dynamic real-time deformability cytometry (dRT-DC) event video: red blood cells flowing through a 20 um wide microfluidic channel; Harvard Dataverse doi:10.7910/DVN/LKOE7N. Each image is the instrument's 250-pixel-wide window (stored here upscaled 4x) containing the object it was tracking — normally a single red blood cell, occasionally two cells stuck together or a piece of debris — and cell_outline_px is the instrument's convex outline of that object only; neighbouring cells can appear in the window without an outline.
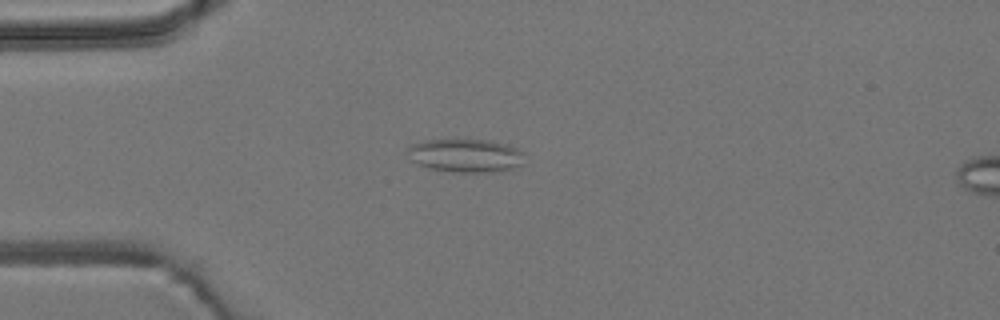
{"species": "common noctule bat (a hibernating species)", "species_latin": "Nyctalus noctula", "temperature_condition": "room temperature", "stored_images_in_passage": 4, "camera_frame_rate_fps": 3000, "um_per_image_px": 0.085, "animal": {"sex": "male", "body_mass_g": 19.2, "forearm_length_mm": 51.8}, "frame": {"image": 1, "passage_image": 3, "time_ms": 2.333, "image_size_px": [1000, 320], "cell_outline_px": [[524, 152], [520, 164], [512, 168], [488, 172], [460, 172], [432, 168], [420, 164], [412, 160], [404, 152], [408, 144], [424, 140], [488, 140], [508, 144]], "centroid_in_image_um": [39.51, 13.19], "position_along_channel_um": 45.5, "area_um2": 22.54}}